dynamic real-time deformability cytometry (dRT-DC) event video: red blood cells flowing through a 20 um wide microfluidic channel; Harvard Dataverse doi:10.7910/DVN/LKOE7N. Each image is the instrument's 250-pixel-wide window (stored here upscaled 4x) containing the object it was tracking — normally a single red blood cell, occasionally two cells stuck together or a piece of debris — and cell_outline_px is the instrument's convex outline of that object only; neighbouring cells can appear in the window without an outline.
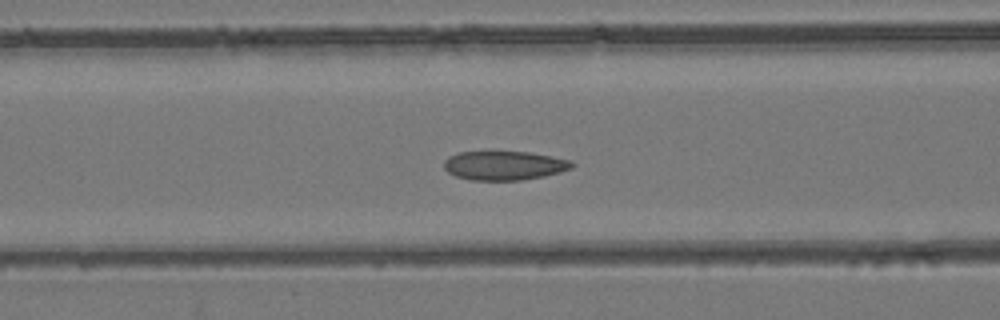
{"species": "common noctule bat (a hibernating species)", "species_latin": "Nyctalus noctula", "temperature_condition": "room temperature", "stored_images_in_passage": 53, "camera_frame_rate_fps": 3000, "um_per_image_px": 0.085, "animal": {"sex": "female", "body_mass_g": 24.6, "forearm_length_mm": 56.2}, "frame": {"image": 1, "passage_image": 22, "time_ms": 7.0, "image_size_px": [1000, 320], "cell_outline_px": [[576, 164], [572, 168], [560, 172], [544, 176], [520, 180], [468, 180], [456, 176], [448, 172], [444, 168], [444, 160], [448, 156], [460, 152], [528, 152], [552, 156], [572, 160]], "centroid_in_image_um": [42.88, 14.07], "position_along_channel_um": 123.7, "area_um2": 21.73}}
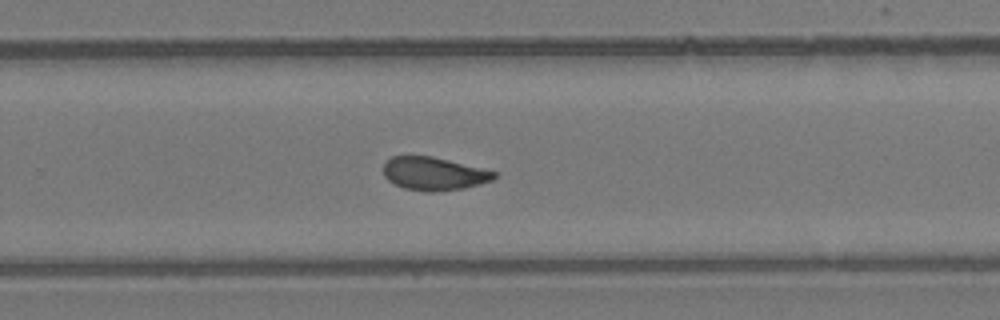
{"frame": {"image": 2, "passage_image": 35, "time_ms": 11.333, "image_size_px": [1000, 320], "cell_outline_px": [[496, 176], [492, 180], [480, 184], [464, 188], [432, 192], [428, 192], [404, 188], [388, 180], [384, 176], [384, 164], [392, 156], [432, 156], [496, 172]], "centroid_in_image_um": [36.86, 14.77], "position_along_channel_um": 292.9, "area_um2": 21.1}}
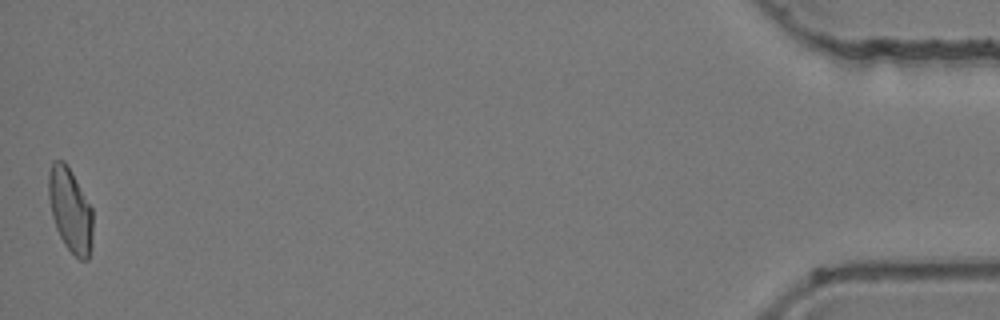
{"frame": {"image": 3, "passage_image": 53, "time_ms": 17.333, "image_size_px": [1000, 320], "cell_outline_px": [[92, 244], [88, 260], [80, 260], [64, 244], [56, 228], [52, 216], [48, 196], [48, 172], [52, 160], [64, 160], [72, 172], [92, 208]], "centroid_in_image_um": [5.96, 17.83], "position_along_channel_um": 429.2, "area_um2": 21.73}, "authors_computed_cell_mechanics": {"area_um2": 22.0218, "velocity_mm_per_s": 3.92, "shape_relaxation_time_tau1_ms": 4.7176, "shape_relaxation_time_tau2_ms": 1.3727, "deformation_change_tau1": 0.1165, "deformation_change_tau2": 0.0601}}